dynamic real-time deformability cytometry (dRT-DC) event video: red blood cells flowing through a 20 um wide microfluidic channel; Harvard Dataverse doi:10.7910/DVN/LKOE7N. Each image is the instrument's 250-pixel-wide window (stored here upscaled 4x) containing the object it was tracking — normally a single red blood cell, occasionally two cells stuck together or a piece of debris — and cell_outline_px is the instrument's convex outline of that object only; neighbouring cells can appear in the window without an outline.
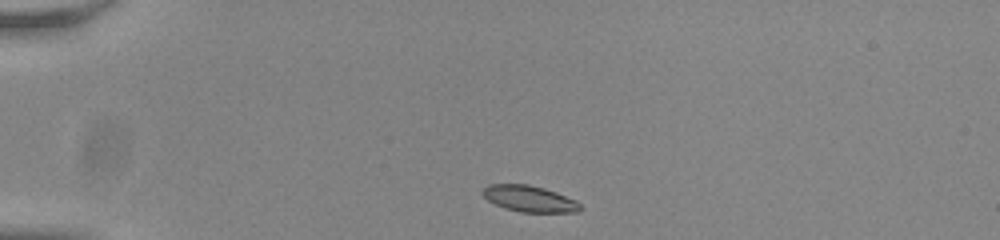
{"species": "common noctule bat (a hibernating species)", "species_latin": "Nyctalus noctula", "temperature_condition": "room temperature", "stored_images_in_passage": 42, "camera_frame_rate_fps": 3000, "um_per_image_px": 0.085, "animal": {"sex": "male", "body_mass_g": 20.0, "forearm_length_mm": 53.3}, "frame": {"image": 1, "passage_image": 1, "time_ms": 0.0, "image_size_px": [1000, 240], "cell_outline_px": [[580, 212], [520, 212], [504, 208], [488, 200], [480, 192], [488, 184], [528, 184], [544, 188], [556, 192], [576, 200], [580, 204]], "centroid_in_image_um": [44.99, 16.89], "position_along_channel_um": 40.0, "area_um2": 14.91}}
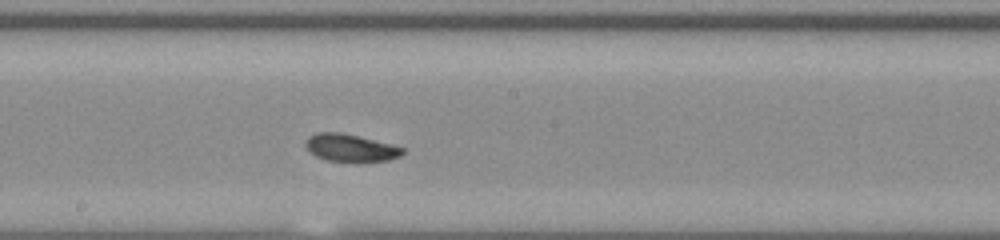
{"frame": {"image": 2, "passage_image": 19, "time_ms": 6.0, "image_size_px": [1000, 240], "cell_outline_px": [[404, 152], [400, 156], [388, 160], [360, 164], [352, 164], [324, 160], [308, 152], [304, 144], [308, 136], [316, 132], [340, 132], [392, 144], [404, 148]], "centroid_in_image_um": [29.77, 12.61], "position_along_channel_um": 218.4, "area_um2": 16.3}}
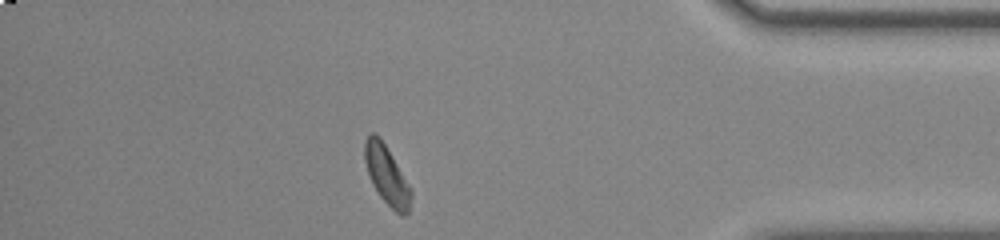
{"frame": {"image": 3, "passage_image": 36, "time_ms": 11.667, "image_size_px": [1000, 240], "cell_outline_px": [[412, 196], [408, 212], [404, 216], [400, 216], [380, 196], [372, 184], [364, 160], [364, 140], [372, 132], [380, 136], [412, 188]], "centroid_in_image_um": [32.88, 14.88], "position_along_channel_um": 402.3, "area_um2": 15.95}, "authors_computed_cell_mechanics": {"area_um2": 15.4904, "velocity_mm_per_s": 3.7745, "shape_relaxation_time_tau1_ms": 1.3792, "shape_relaxation_time_tau2_ms": 4.6268, "deformation_change_tau1": 0.0926, "deformation_change_tau2": 0.1292}}